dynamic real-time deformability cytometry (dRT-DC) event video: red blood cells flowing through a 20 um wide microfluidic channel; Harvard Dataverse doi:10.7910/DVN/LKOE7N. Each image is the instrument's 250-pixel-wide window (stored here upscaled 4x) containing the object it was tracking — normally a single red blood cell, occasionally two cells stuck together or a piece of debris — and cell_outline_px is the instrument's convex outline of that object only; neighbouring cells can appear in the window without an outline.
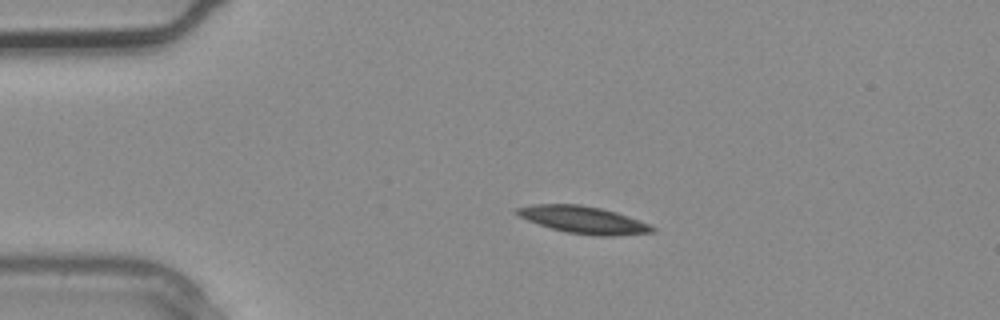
{"species": "common noctule bat (a hibernating species)", "species_latin": "Nyctalus noctula", "temperature_condition": "warm", "stored_images_in_passage": 1, "camera_frame_rate_fps": 3000, "um_per_image_px": 0.085, "animal": {"sex": "male", "body_mass_g": 20.4}, "frame": {"image": 1, "passage_image": 1, "time_ms": 0.0, "image_size_px": [1000, 320], "cell_outline_px": [[656, 232], [616, 236], [596, 236], [568, 232], [552, 228], [528, 220], [512, 212], [516, 208], [532, 204], [580, 204], [600, 208], [616, 212], [628, 216], [648, 224], [656, 228]], "centroid_in_image_um": [49.6, 18.68], "position_along_channel_um": 35.4, "area_um2": 21.39}}